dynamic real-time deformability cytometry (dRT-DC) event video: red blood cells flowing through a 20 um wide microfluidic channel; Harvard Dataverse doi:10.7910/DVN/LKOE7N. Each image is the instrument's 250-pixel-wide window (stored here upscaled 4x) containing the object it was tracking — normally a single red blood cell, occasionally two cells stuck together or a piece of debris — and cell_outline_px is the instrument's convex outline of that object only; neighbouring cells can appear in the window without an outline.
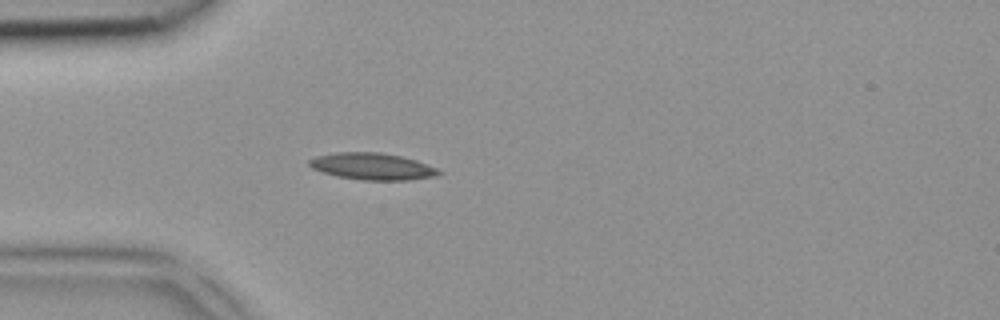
{"species": "common noctule bat (a hibernating species)", "species_latin": "Nyctalus noctula", "temperature_condition": "room temperature", "stored_images_in_passage": 1, "camera_frame_rate_fps": 3000, "um_per_image_px": 0.085, "animal": {"sex": "female", "body_mass_g": 18.4}, "frame": {"image": 1, "passage_image": 1, "time_ms": 0.0, "image_size_px": [1000, 320], "cell_outline_px": [[444, 172], [432, 176], [408, 180], [364, 180], [340, 176], [324, 172], [312, 168], [308, 164], [308, 160], [316, 156], [336, 152], [380, 152], [400, 156], [416, 160], [428, 164]], "centroid_in_image_um": [31.65, 14.13], "position_along_channel_um": 53.4, "area_um2": 20.0}}